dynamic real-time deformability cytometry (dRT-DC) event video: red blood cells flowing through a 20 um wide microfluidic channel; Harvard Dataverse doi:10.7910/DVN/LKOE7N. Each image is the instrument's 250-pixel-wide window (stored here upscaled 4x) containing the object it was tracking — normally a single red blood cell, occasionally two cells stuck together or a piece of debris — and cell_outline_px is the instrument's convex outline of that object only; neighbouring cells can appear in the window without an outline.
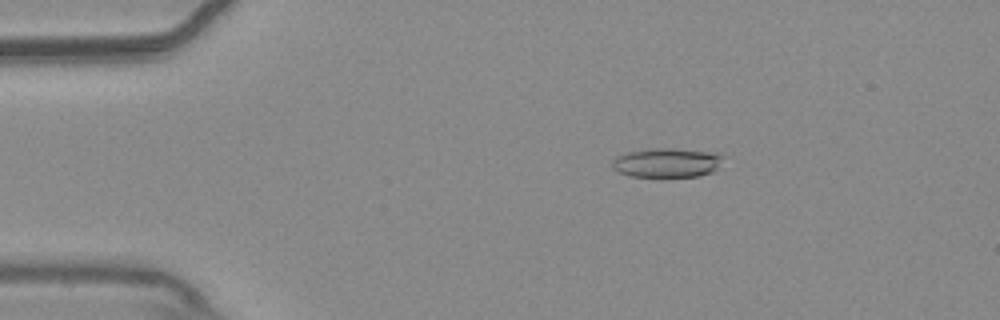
{"species": "common noctule bat (a hibernating species)", "species_latin": "Nyctalus noctula", "temperature_condition": "warm", "stored_images_in_passage": 47, "camera_frame_rate_fps": 3000, "um_per_image_px": 0.085, "animal": {"sex": "male", "body_mass_g": 20.4}, "frame": {"image": 1, "passage_image": 2, "time_ms": 0.333, "image_size_px": [1000, 320], "cell_outline_px": [[724, 156], [716, 168], [712, 172], [700, 176], [628, 176], [612, 168], [612, 160], [616, 156], [624, 152], [648, 148], [672, 148], [720, 152]], "centroid_in_image_um": [56.68, 13.8], "position_along_channel_um": 28.3, "area_um2": 19.19}}
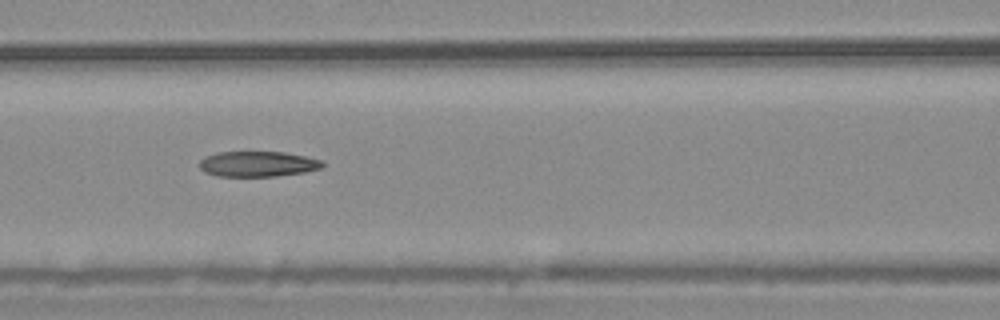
{"frame": {"image": 2, "passage_image": 16, "time_ms": 5.0, "image_size_px": [1000, 320], "cell_outline_px": [[324, 164], [320, 168], [304, 172], [276, 176], [216, 176], [204, 172], [200, 168], [200, 160], [204, 156], [216, 152], [284, 152], [304, 156], [320, 160]], "centroid_in_image_um": [21.85, 13.93], "position_along_channel_um": 144.7, "area_um2": 18.15}}
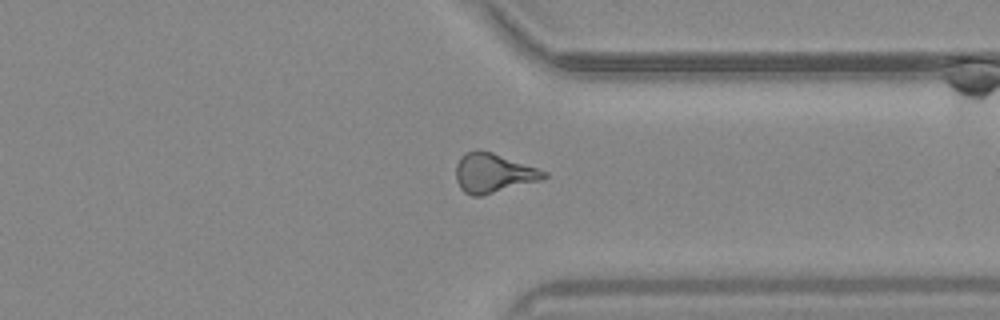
{"frame": {"image": 3, "passage_image": 34, "time_ms": 11.0, "image_size_px": [1000, 320], "cell_outline_px": [[548, 176], [540, 180], [484, 196], [472, 196], [464, 192], [460, 188], [456, 180], [456, 164], [460, 156], [476, 148], [492, 152], [548, 172]], "centroid_in_image_um": [41.9, 14.71], "position_along_channel_um": 369.5, "area_um2": 20.29}, "authors_computed_cell_mechanics": {"area_um2": 18.8428, "velocity_mm_per_s": 3.7621, "shape_relaxation_time_tau1_ms": 10.5076, "shape_relaxation_time_tau2_ms": 5.4741, "deformation_change_tau1": 0.2346, "deformation_change_tau2": 0.1647}}